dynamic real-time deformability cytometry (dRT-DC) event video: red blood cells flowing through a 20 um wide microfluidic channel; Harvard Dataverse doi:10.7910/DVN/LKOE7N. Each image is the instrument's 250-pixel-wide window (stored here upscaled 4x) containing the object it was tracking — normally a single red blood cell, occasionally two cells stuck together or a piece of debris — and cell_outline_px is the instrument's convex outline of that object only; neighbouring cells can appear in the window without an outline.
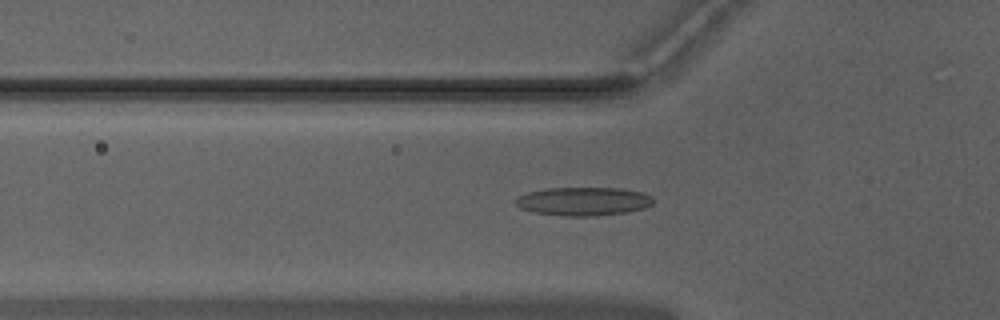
{"species": "Egyptian fruit bat (a non-hibernating species)", "species_latin": "Rousettus aegyptiacus", "temperature_condition": "warm", "stored_images_in_passage": 38, "camera_frame_rate_fps": 3000, "um_per_image_px": 0.085, "animal": {"sex": "male"}, "frame": {"image": 1, "passage_image": 7, "time_ms": 2.0, "image_size_px": [1000, 320], "cell_outline_px": [[652, 204], [644, 208], [628, 212], [596, 216], [560, 216], [532, 212], [520, 208], [512, 200], [528, 192], [548, 188], [620, 188], [644, 192], [652, 196]], "centroid_in_image_um": [49.58, 17.12], "position_along_channel_um": 76.2, "area_um2": 23.06}}
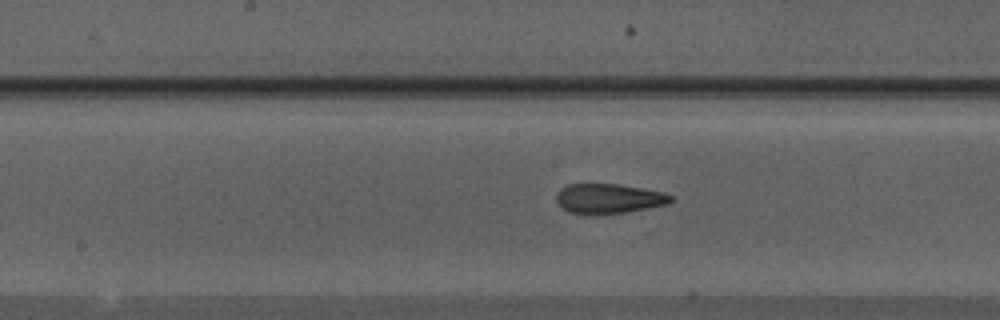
{"frame": {"image": 2, "passage_image": 16, "time_ms": 5.0, "image_size_px": [1000, 320], "cell_outline_px": [[676, 196], [668, 204], [624, 212], [600, 216], [592, 216], [568, 212], [556, 200], [556, 192], [560, 188], [568, 184], [620, 184], [664, 192]], "centroid_in_image_um": [51.73, 16.89], "position_along_channel_um": 196.5, "area_um2": 20.29}}
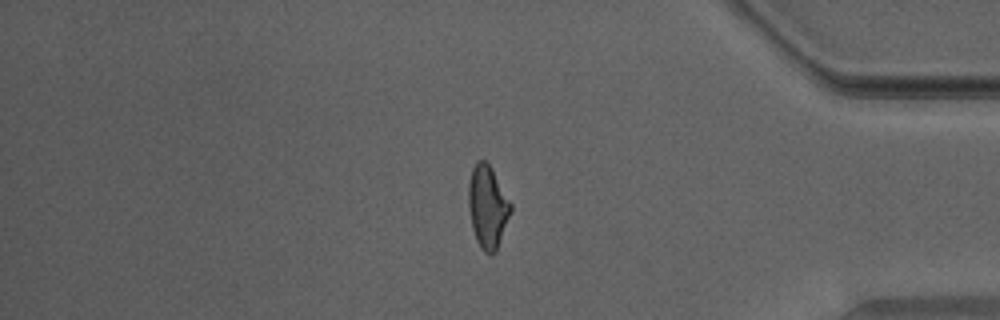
{"frame": {"image": 3, "passage_image": 33, "time_ms": 10.667, "image_size_px": [1000, 320], "cell_outline_px": [[512, 212], [496, 252], [484, 252], [480, 248], [476, 240], [472, 228], [468, 204], [468, 184], [472, 168], [476, 160], [484, 160], [492, 168], [512, 204]], "centroid_in_image_um": [41.45, 17.56], "position_along_channel_um": 393.7, "area_um2": 20.52}}